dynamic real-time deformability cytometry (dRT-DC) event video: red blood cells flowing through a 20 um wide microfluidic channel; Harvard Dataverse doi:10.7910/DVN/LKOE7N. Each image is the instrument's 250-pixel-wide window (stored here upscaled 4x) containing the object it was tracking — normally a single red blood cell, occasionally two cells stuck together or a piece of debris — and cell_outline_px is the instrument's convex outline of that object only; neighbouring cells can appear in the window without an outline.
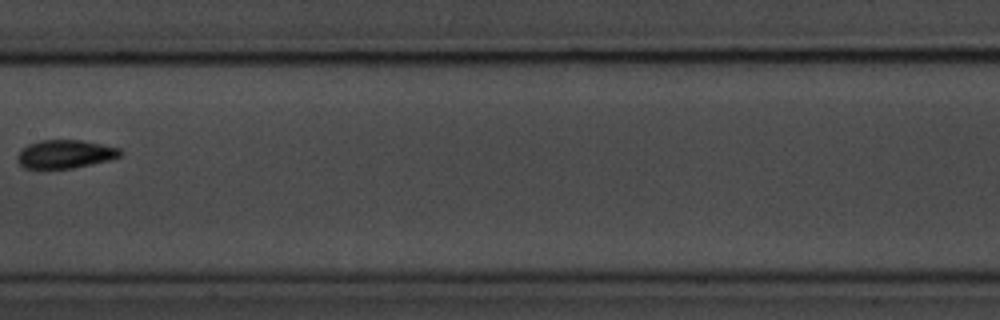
{"species": "common noctule bat (a hibernating species)", "species_latin": "Nyctalus noctula", "temperature_condition": "room temperature", "stored_images_in_passage": 10, "camera_frame_rate_fps": 3000, "um_per_image_px": 0.085, "animal": {"sex": "male", "body_mass_g": 20.1, "forearm_length_mm": 53.5}, "frame": {"image": 1, "passage_image": 9, "time_ms": 9.333, "image_size_px": [1000, 320], "cell_outline_px": [[124, 152], [120, 156], [108, 160], [92, 164], [72, 168], [24, 168], [16, 160], [16, 156], [20, 148], [28, 144], [40, 140], [80, 140], [120, 148]], "centroid_in_image_um": [5.5, 13.09], "position_along_channel_um": 201.9, "area_um2": 17.05}}
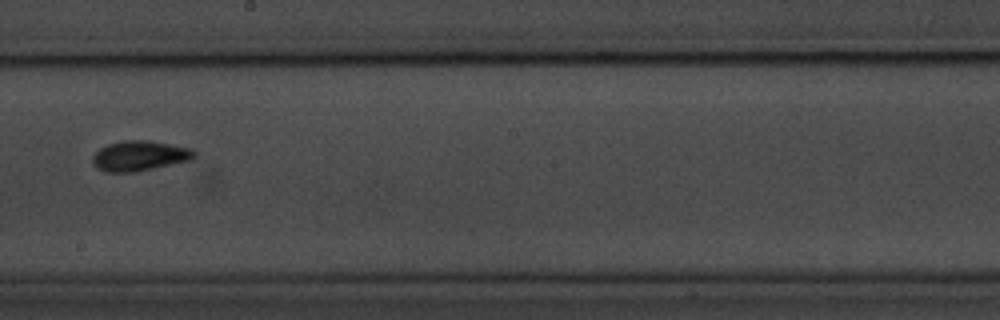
{"frame": {"image": 2, "passage_image": 10, "time_ms": 10.333, "image_size_px": [1000, 320], "cell_outline_px": [[196, 156], [192, 160], [136, 172], [104, 172], [96, 168], [92, 164], [92, 156], [100, 148], [108, 144], [124, 140], [152, 140], [192, 148], [196, 152]], "centroid_in_image_um": [11.88, 13.24], "position_along_channel_um": 236.3, "area_um2": 18.21}}